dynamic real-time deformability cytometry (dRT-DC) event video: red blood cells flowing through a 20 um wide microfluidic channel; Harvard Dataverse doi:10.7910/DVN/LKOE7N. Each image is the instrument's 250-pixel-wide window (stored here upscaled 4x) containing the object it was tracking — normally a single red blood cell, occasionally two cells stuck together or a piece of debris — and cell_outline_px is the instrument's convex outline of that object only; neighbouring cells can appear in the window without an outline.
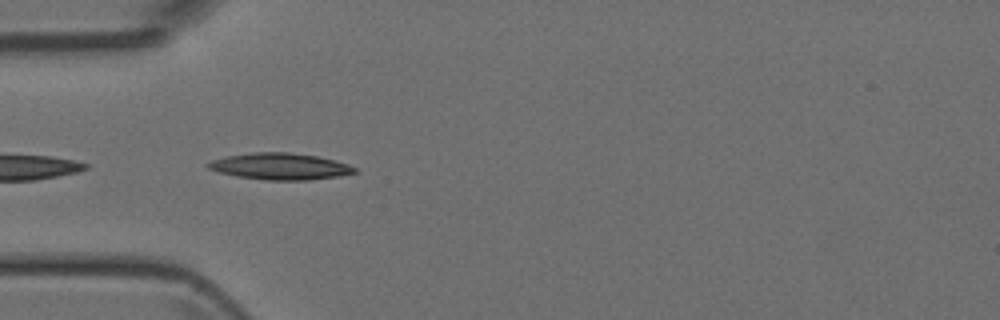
{"species": "Egyptian fruit bat (a non-hibernating species)", "species_latin": "Rousettus aegyptiacus", "temperature_condition": "room temperature", "stored_images_in_passage": 6, "camera_frame_rate_fps": 3000, "um_per_image_px": 0.085, "animal": {"sex": "female"}, "frame": {"image": 1, "passage_image": 1, "time_ms": 0.0, "image_size_px": [1000, 320], "cell_outline_px": [[356, 172], [336, 176], [308, 180], [268, 180], [236, 176], [220, 172], [208, 168], [204, 164], [212, 160], [228, 156], [252, 152], [288, 152], [316, 156], [348, 164], [356, 168]], "centroid_in_image_um": [23.77, 14.14], "position_along_channel_um": 61.2, "area_um2": 22.37}}